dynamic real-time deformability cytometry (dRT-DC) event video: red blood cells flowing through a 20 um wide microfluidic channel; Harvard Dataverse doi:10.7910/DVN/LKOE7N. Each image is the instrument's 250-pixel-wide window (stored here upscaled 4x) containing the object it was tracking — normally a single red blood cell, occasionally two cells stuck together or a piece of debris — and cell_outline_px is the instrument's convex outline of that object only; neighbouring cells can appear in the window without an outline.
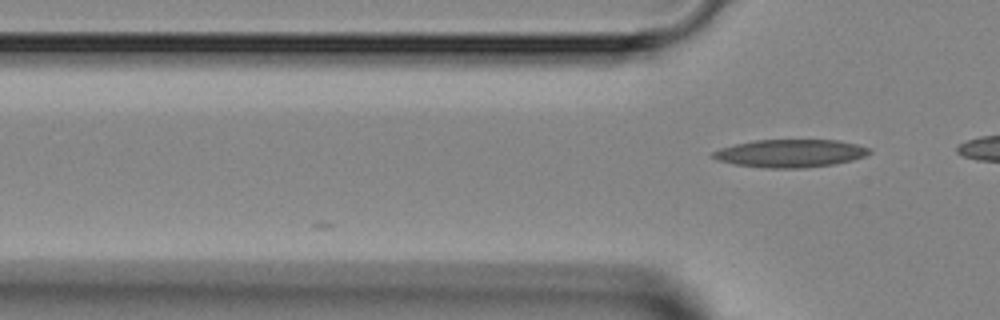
{"species": "Egyptian fruit bat (a non-hibernating species)", "species_latin": "Rousettus aegyptiacus", "temperature_condition": "room temperature", "stored_images_in_passage": 3, "camera_frame_rate_fps": 3000, "um_per_image_px": 0.085, "animal": {"sex": "female"}, "frame": {"image": 1, "passage_image": 3, "time_ms": 2.333, "image_size_px": [1000, 320], "cell_outline_px": [[872, 152], [864, 156], [852, 160], [832, 164], [804, 168], [764, 168], [732, 164], [716, 160], [712, 156], [712, 152], [720, 148], [752, 140], [840, 140], [872, 148]], "centroid_in_image_um": [67.17, 13.03], "position_along_channel_um": 58.6, "area_um2": 25.55}}